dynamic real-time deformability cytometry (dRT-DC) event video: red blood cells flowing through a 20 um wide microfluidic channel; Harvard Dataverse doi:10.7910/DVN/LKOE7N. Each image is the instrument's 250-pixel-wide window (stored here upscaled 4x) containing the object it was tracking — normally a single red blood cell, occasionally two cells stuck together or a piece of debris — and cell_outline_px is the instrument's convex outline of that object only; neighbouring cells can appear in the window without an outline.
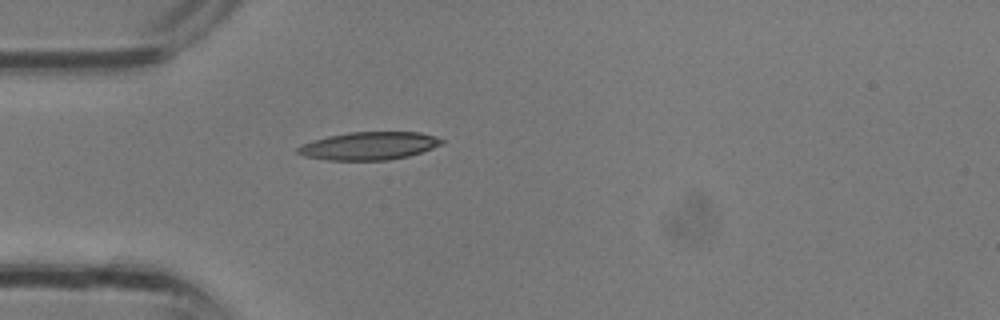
{"species": "common noctule bat (a hibernating species)", "species_latin": "Nyctalus noctula", "temperature_condition": "room temperature", "stored_images_in_passage": 1, "camera_frame_rate_fps": 3000, "um_per_image_px": 0.085, "animal": {"sex": "male", "body_mass_g": 13.3}, "frame": {"image": 1, "passage_image": 1, "time_ms": 0.0, "image_size_px": [1000, 320], "cell_outline_px": [[444, 144], [408, 156], [388, 160], [328, 160], [304, 156], [296, 152], [296, 148], [304, 144], [328, 136], [348, 132], [420, 132], [444, 140]], "centroid_in_image_um": [31.37, 12.4], "position_along_channel_um": 53.6, "area_um2": 23.18}}